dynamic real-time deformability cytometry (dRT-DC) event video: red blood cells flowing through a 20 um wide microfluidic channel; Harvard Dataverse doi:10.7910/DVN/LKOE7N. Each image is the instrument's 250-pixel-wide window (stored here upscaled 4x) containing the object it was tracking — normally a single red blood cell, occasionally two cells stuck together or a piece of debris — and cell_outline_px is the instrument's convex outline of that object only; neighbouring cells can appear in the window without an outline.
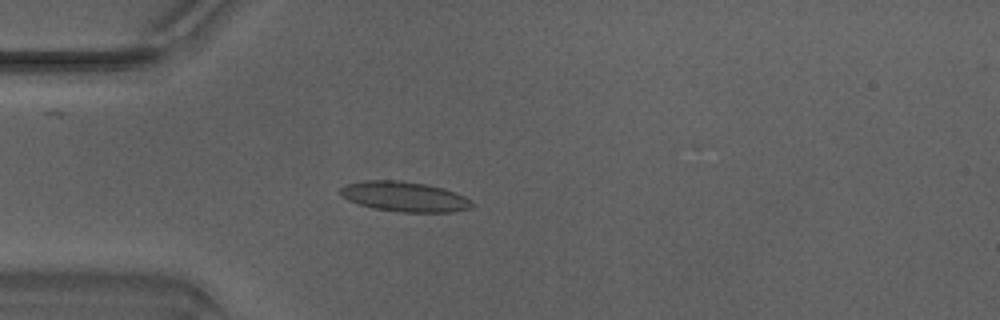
{"species": "Egyptian fruit bat (a non-hibernating species)", "species_latin": "Rousettus aegyptiacus", "temperature_condition": "warm", "stored_images_in_passage": 40, "camera_frame_rate_fps": 3000, "um_per_image_px": 0.085, "animal": {"sex": "male"}, "frame": {"image": 1, "passage_image": 7, "time_ms": 2.0, "image_size_px": [1000, 320], "cell_outline_px": [[476, 204], [468, 208], [452, 212], [400, 212], [372, 208], [348, 200], [340, 196], [340, 188], [344, 184], [364, 180], [396, 180], [428, 184], [444, 188], [464, 196], [472, 200]], "centroid_in_image_um": [34.37, 16.71], "position_along_channel_um": 50.6, "area_um2": 23.24}}
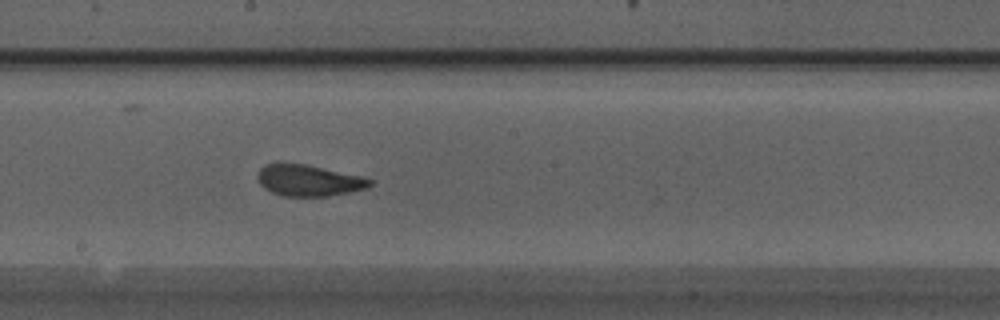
{"frame": {"image": 2, "passage_image": 20, "time_ms": 6.333, "image_size_px": [1000, 320], "cell_outline_px": [[372, 184], [368, 188], [328, 196], [284, 196], [272, 192], [264, 188], [260, 184], [256, 176], [260, 168], [264, 164], [280, 160], [304, 164], [364, 176], [372, 180]], "centroid_in_image_um": [26.19, 15.3], "position_along_channel_um": 222.0, "area_um2": 20.98}}
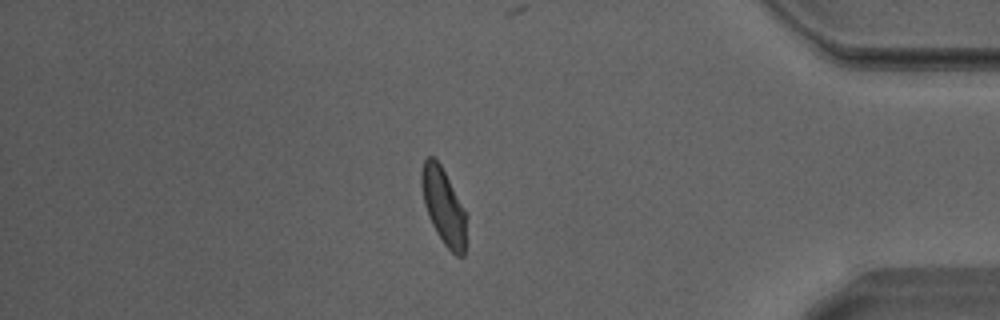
{"frame": {"image": 3, "passage_image": 35, "time_ms": 11.333, "image_size_px": [1000, 320], "cell_outline_px": [[468, 216], [464, 256], [456, 256], [444, 244], [436, 232], [428, 216], [424, 204], [420, 180], [420, 172], [424, 160], [428, 156], [432, 156], [440, 164]], "centroid_in_image_um": [37.71, 17.56], "position_along_channel_um": 397.5, "area_um2": 20.06}}